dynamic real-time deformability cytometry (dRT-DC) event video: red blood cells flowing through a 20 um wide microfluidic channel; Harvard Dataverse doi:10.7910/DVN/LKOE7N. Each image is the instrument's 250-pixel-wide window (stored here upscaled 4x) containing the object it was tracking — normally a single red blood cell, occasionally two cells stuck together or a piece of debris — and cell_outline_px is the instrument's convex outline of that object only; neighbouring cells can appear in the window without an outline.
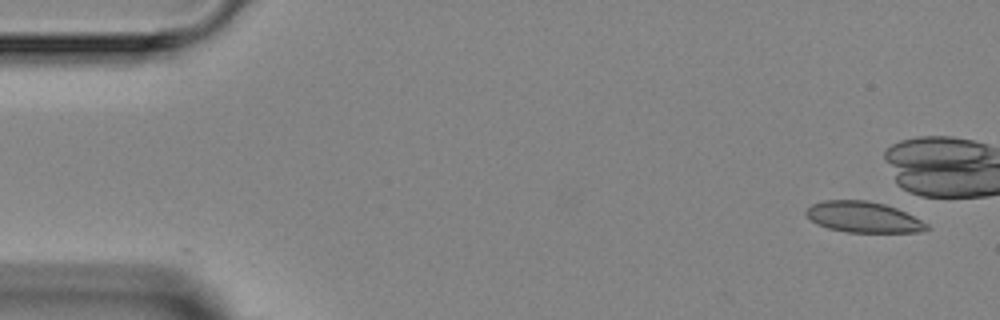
{"species": "Egyptian fruit bat (a non-hibernating species)", "species_latin": "Rousettus aegyptiacus", "temperature_condition": "room temperature", "stored_images_in_passage": 6, "camera_frame_rate_fps": 3000, "um_per_image_px": 0.085, "animal": {"sex": "female"}, "frame": {"image": 1, "passage_image": 1, "time_ms": 0.0, "image_size_px": [1000, 320], "cell_outline_px": [[928, 228], [916, 232], [848, 232], [828, 228], [816, 224], [804, 212], [812, 204], [824, 200], [868, 200], [884, 204], [896, 208], [928, 224]], "centroid_in_image_um": [73.34, 18.44], "position_along_channel_um": 11.7, "area_um2": 21.39}}